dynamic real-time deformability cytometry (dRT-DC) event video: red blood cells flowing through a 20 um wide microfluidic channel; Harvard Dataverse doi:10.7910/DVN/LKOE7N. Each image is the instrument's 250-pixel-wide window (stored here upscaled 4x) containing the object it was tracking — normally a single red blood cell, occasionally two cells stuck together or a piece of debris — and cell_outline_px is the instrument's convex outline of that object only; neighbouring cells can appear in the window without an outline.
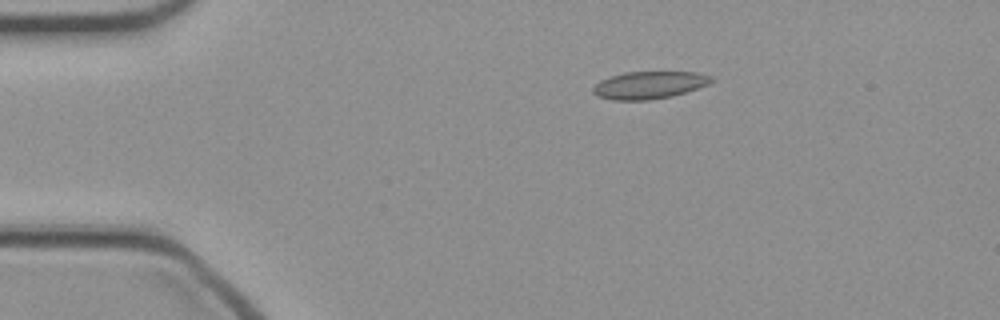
{"species": "common noctule bat (a hibernating species)", "species_latin": "Nyctalus noctula", "temperature_condition": "cold", "stored_images_in_passage": 40, "camera_frame_rate_fps": 3000, "um_per_image_px": 0.085, "animal": {"sex": "female", "body_mass_g": 21.9}, "frame": {"image": 1, "passage_image": 1, "time_ms": 0.0, "image_size_px": [1000, 320], "cell_outline_px": [[716, 80], [708, 84], [672, 96], [648, 100], [612, 100], [600, 96], [592, 92], [592, 88], [600, 80], [624, 72], [696, 72], [712, 76]], "centroid_in_image_um": [55.19, 7.22], "position_along_channel_um": 29.8, "area_um2": 18.79}}
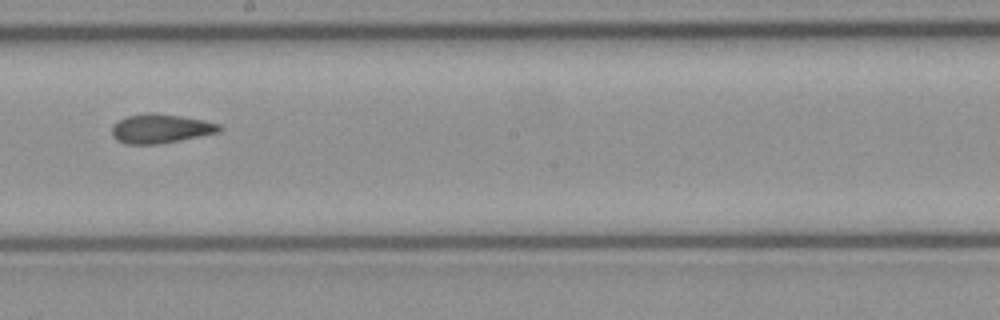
{"frame": {"image": 2, "passage_image": 19, "time_ms": 6.0, "image_size_px": [1000, 320], "cell_outline_px": [[224, 128], [220, 132], [180, 140], [156, 144], [128, 144], [116, 140], [112, 136], [112, 124], [128, 116], [148, 112], [156, 112], [204, 120], [220, 124]], "centroid_in_image_um": [13.66, 10.92], "position_along_channel_um": 234.5, "area_um2": 18.32}}
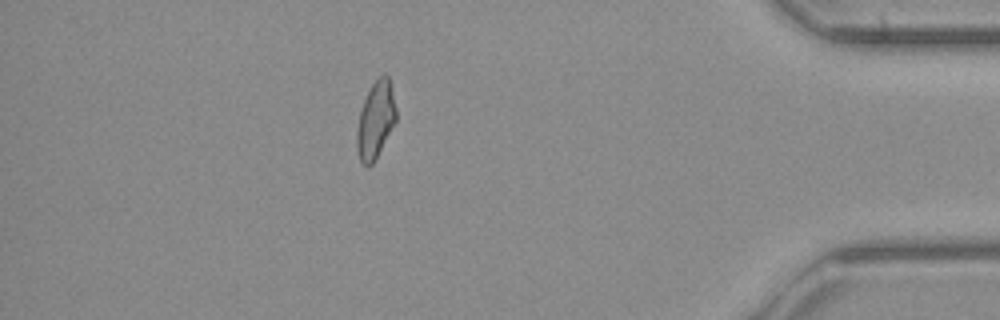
{"frame": {"image": 3, "passage_image": 34, "time_ms": 11.0, "image_size_px": [1000, 320], "cell_outline_px": [[396, 120], [372, 164], [368, 168], [360, 160], [356, 148], [356, 132], [360, 112], [364, 100], [372, 84], [380, 76], [388, 76], [396, 108]], "centroid_in_image_um": [31.9, 10.23], "position_along_channel_um": 403.3, "area_um2": 17.11}}